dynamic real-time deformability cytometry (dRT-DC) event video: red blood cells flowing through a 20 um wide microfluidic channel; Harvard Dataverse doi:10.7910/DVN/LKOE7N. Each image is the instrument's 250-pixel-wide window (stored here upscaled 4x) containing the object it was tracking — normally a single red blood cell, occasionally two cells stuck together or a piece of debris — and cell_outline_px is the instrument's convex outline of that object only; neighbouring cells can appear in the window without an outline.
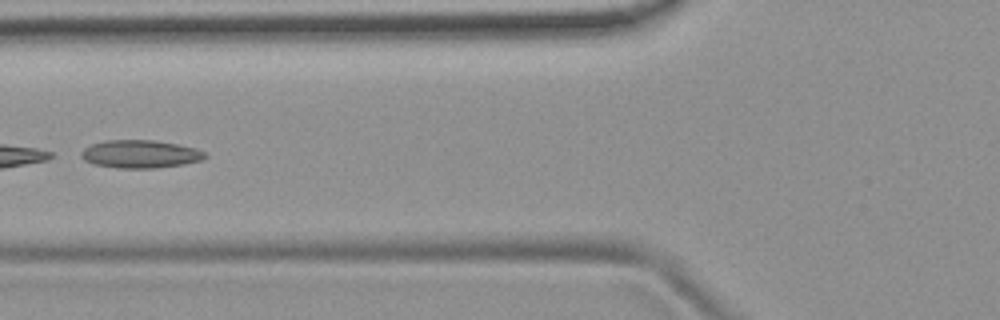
{"species": "common noctule bat (a hibernating species)", "species_latin": "Nyctalus noctula", "temperature_condition": "room temperature", "stored_images_in_passage": 4, "camera_frame_rate_fps": 3000, "um_per_image_px": 0.085, "animal": {"sex": "female", "body_mass_g": 19.9}, "frame": {"image": 1, "passage_image": 4, "time_ms": 1.0, "image_size_px": [1000, 320], "cell_outline_px": [[208, 156], [200, 160], [184, 164], [156, 168], [116, 168], [92, 164], [84, 160], [80, 156], [80, 152], [84, 148], [92, 144], [104, 140], [152, 140], [176, 144], [196, 148], [204, 152]], "centroid_in_image_um": [11.88, 13.1], "position_along_channel_um": 113.9, "area_um2": 20.23}}